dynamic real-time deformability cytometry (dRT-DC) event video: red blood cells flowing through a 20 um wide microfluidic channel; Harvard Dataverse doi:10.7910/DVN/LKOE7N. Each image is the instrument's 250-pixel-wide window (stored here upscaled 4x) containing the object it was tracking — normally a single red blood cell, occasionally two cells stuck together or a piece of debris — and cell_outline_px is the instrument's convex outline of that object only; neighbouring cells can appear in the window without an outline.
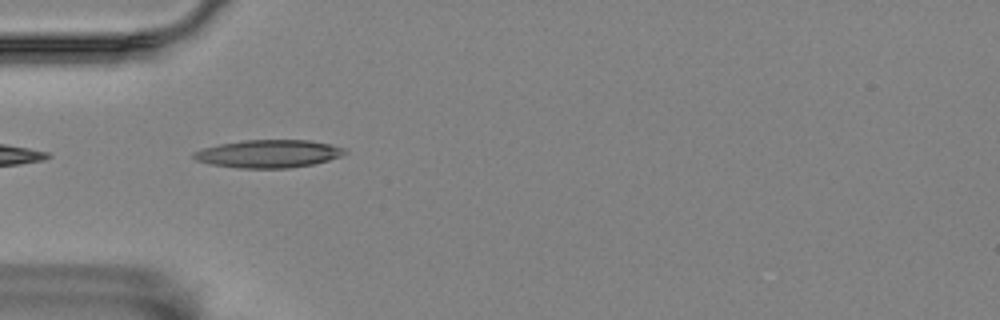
{"species": "Egyptian fruit bat (a non-hibernating species)", "species_latin": "Rousettus aegyptiacus", "temperature_condition": "room temperature", "stored_images_in_passage": 5, "camera_frame_rate_fps": 3000, "um_per_image_px": 0.085, "animal": {"sex": "female"}, "frame": {"image": 1, "passage_image": 4, "time_ms": 1.0, "image_size_px": [1000, 320], "cell_outline_px": [[348, 152], [340, 156], [328, 160], [312, 164], [288, 168], [240, 168], [212, 164], [196, 160], [192, 156], [192, 152], [200, 148], [220, 144], [244, 140], [312, 140], [344, 148]], "centroid_in_image_um": [22.79, 13.06], "position_along_channel_um": 62.2, "area_um2": 24.45}}